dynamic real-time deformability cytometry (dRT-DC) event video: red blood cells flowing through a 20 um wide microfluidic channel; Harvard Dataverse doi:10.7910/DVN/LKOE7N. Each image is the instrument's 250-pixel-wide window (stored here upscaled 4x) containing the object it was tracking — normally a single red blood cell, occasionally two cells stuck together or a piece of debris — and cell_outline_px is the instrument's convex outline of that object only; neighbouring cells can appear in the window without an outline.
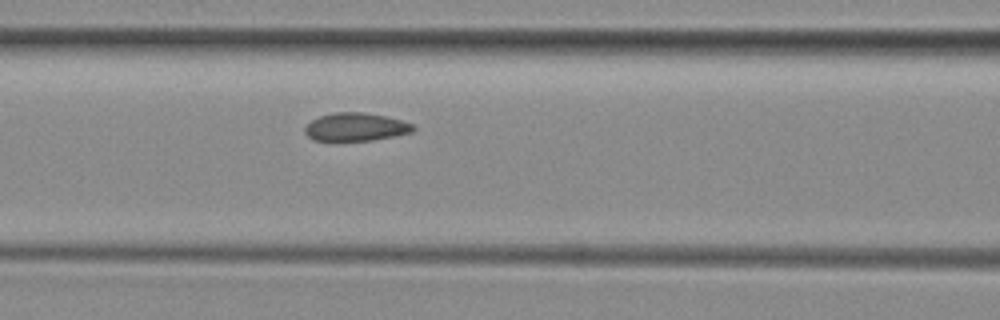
{"species": "common noctule bat (a hibernating species)", "species_latin": "Nyctalus noctula", "temperature_condition": "room temperature", "stored_images_in_passage": 9, "segment_of_instrument_passage": [1, 2], "camera_frame_rate_fps": 3000, "um_per_image_px": 0.085, "animal": {"sex": "female", "body_mass_g": 29.2, "forearm_length_mm": 56.3}, "frame": {"image": 1, "passage_image": 8, "time_ms": 9.667, "image_size_px": [1000, 320], "cell_outline_px": [[416, 128], [412, 132], [372, 140], [312, 140], [304, 132], [304, 128], [312, 120], [320, 116], [332, 112], [364, 112], [388, 116], [412, 124]], "centroid_in_image_um": [30.23, 10.78], "position_along_channel_um": 136.4, "area_um2": 17.63}}